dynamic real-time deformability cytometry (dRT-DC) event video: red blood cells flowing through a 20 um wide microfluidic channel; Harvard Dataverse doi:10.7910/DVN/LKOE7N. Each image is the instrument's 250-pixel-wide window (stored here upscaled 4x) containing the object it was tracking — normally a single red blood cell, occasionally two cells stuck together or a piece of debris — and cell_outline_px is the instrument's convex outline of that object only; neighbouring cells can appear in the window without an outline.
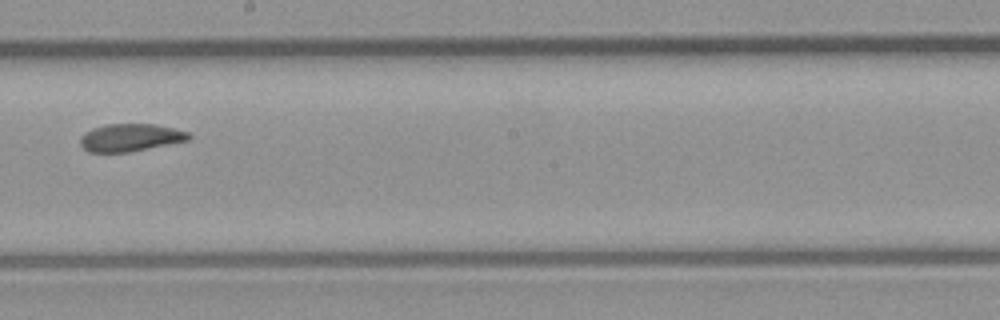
{"species": "common noctule bat (a hibernating species)", "species_latin": "Nyctalus noctula", "temperature_condition": "room temperature", "stored_images_in_passage": 8, "camera_frame_rate_fps": 3000, "um_per_image_px": 0.085, "animal": {"sex": "male", "body_mass_g": 23.1, "forearm_length_mm": 52.7}, "frame": {"image": 1, "passage_image": 7, "time_ms": 7.667, "image_size_px": [1000, 320], "cell_outline_px": [[192, 136], [188, 140], [128, 152], [88, 152], [80, 144], [80, 136], [84, 132], [92, 128], [104, 124], [156, 124], [188, 132]], "centroid_in_image_um": [11.04, 11.68], "position_along_channel_um": 237.2, "area_um2": 17.4}}
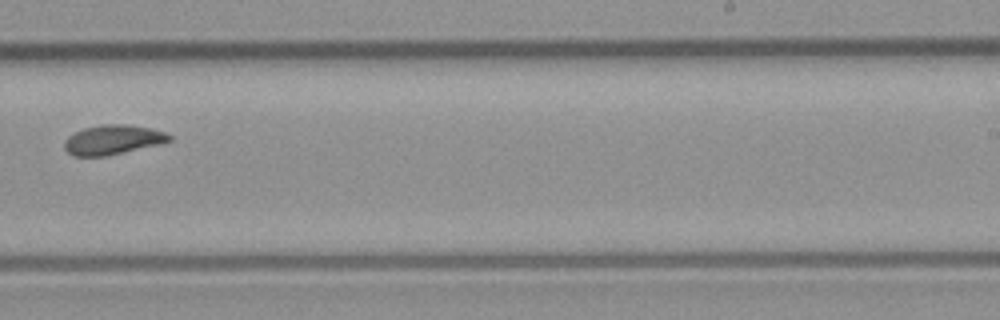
{"frame": {"image": 2, "passage_image": 8, "time_ms": 8.667, "image_size_px": [1000, 320], "cell_outline_px": [[172, 140], [164, 144], [104, 156], [72, 156], [64, 148], [64, 140], [68, 136], [84, 128], [100, 124], [124, 124], [152, 128], [164, 132], [172, 136]], "centroid_in_image_um": [9.62, 11.88], "position_along_channel_um": 279.4, "area_um2": 18.26}}